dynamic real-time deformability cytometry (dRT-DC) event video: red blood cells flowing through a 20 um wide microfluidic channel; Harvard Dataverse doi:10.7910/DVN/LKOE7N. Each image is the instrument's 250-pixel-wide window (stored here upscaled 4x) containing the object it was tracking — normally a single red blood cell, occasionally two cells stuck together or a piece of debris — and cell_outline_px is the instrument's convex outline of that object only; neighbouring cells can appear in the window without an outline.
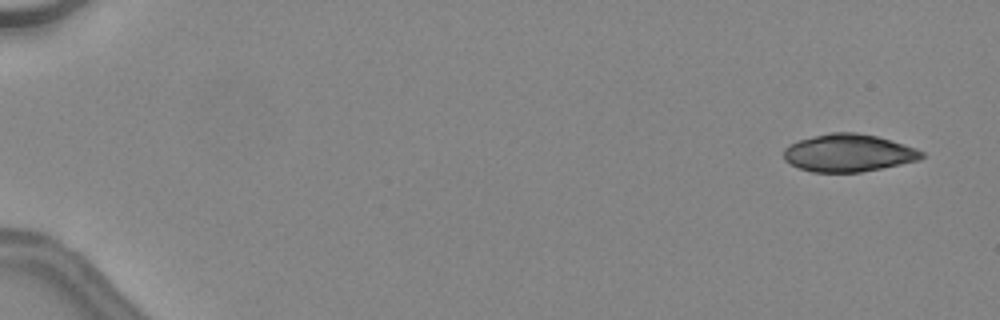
{"species": "common noctule bat (a hibernating species)", "species_latin": "Nyctalus noctula", "temperature_condition": "warm", "stored_images_in_passage": 16, "camera_frame_rate_fps": 3000, "um_per_image_px": 0.085, "animal": {"sex": "female", "body_mass_g": 24.6, "forearm_length_mm": 56.2}, "frame": {"image": 1, "passage_image": 3, "time_ms": 0.667, "image_size_px": [1000, 320], "cell_outline_px": [[924, 156], [920, 160], [860, 172], [812, 172], [800, 168], [784, 160], [784, 148], [788, 144], [800, 140], [832, 132], [856, 132], [876, 136], [904, 144], [916, 148], [924, 152]], "centroid_in_image_um": [72.13, 13.0], "position_along_channel_um": 12.9, "area_um2": 30.0}}